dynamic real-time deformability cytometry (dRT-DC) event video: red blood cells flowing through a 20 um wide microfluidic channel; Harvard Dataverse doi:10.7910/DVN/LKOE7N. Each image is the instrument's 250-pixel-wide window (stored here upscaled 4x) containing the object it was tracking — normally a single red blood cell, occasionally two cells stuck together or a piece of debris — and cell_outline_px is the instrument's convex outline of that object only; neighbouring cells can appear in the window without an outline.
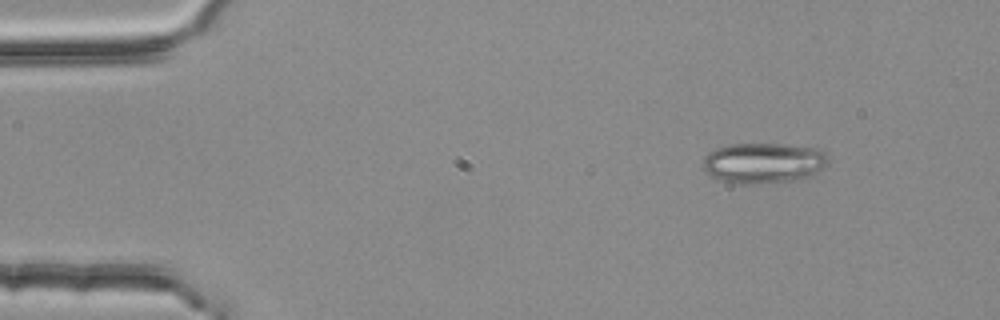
{"species": "common noctule bat (a hibernating species)", "species_latin": "Nyctalus noctula", "temperature_condition": "room temperature", "stored_images_in_passage": 2, "camera_frame_rate_fps": 3000, "um_per_image_px": 0.085, "animal": {"sex": "female", "body_mass_g": 25.1}, "frame": {"image": 1, "passage_image": 1, "time_ms": 0.0, "image_size_px": [1000, 320], "cell_outline_px": [[824, 164], [820, 172], [812, 176], [800, 180], [752, 184], [748, 184], [720, 180], [704, 172], [704, 156], [708, 152], [716, 148], [732, 144], [788, 144], [820, 148], [824, 152]], "centroid_in_image_um": [64.89, 13.85], "position_along_channel_um": 20.1, "area_um2": 29.59}}